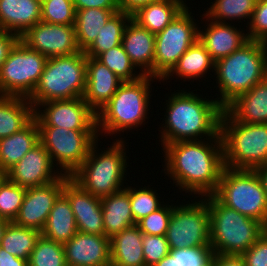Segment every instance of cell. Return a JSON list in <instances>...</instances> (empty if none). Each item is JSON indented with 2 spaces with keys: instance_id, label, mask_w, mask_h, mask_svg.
<instances>
[{
  "instance_id": "1",
  "label": "cell",
  "mask_w": 267,
  "mask_h": 266,
  "mask_svg": "<svg viewBox=\"0 0 267 266\" xmlns=\"http://www.w3.org/2000/svg\"><path fill=\"white\" fill-rule=\"evenodd\" d=\"M161 150L162 172L173 180L172 186L175 184L180 193L184 191L193 199L216 191L225 167L221 138L173 142Z\"/></svg>"
},
{
  "instance_id": "2",
  "label": "cell",
  "mask_w": 267,
  "mask_h": 266,
  "mask_svg": "<svg viewBox=\"0 0 267 266\" xmlns=\"http://www.w3.org/2000/svg\"><path fill=\"white\" fill-rule=\"evenodd\" d=\"M178 89L165 94L164 119L158 130L163 148L166 144L180 141H197L220 137V120L224 108L216 99L202 94ZM214 98V99H213ZM165 121V122H164Z\"/></svg>"
},
{
  "instance_id": "3",
  "label": "cell",
  "mask_w": 267,
  "mask_h": 266,
  "mask_svg": "<svg viewBox=\"0 0 267 266\" xmlns=\"http://www.w3.org/2000/svg\"><path fill=\"white\" fill-rule=\"evenodd\" d=\"M218 97L225 108L239 95L267 77V43L249 40L240 49L215 62L214 74Z\"/></svg>"
},
{
  "instance_id": "4",
  "label": "cell",
  "mask_w": 267,
  "mask_h": 266,
  "mask_svg": "<svg viewBox=\"0 0 267 266\" xmlns=\"http://www.w3.org/2000/svg\"><path fill=\"white\" fill-rule=\"evenodd\" d=\"M155 80L161 84L160 79L143 75L136 81L123 82L118 87L109 102L97 113L99 138L103 134L105 137L113 135L116 138L126 131L129 133L132 129L140 130L138 128L146 124L145 121L149 118L151 109L150 99L153 96L152 83Z\"/></svg>"
},
{
  "instance_id": "5",
  "label": "cell",
  "mask_w": 267,
  "mask_h": 266,
  "mask_svg": "<svg viewBox=\"0 0 267 266\" xmlns=\"http://www.w3.org/2000/svg\"><path fill=\"white\" fill-rule=\"evenodd\" d=\"M98 141L100 139L91 146L87 158L71 178L88 193L102 198L123 190L124 183L128 184L125 181L129 174V168L126 169L130 166L127 161L129 152L125 147L129 145H126L127 140L117 137L105 150L104 145L99 149Z\"/></svg>"
},
{
  "instance_id": "6",
  "label": "cell",
  "mask_w": 267,
  "mask_h": 266,
  "mask_svg": "<svg viewBox=\"0 0 267 266\" xmlns=\"http://www.w3.org/2000/svg\"><path fill=\"white\" fill-rule=\"evenodd\" d=\"M210 219L211 250L222 254H242L265 232L266 227L253 218L221 204L206 195Z\"/></svg>"
},
{
  "instance_id": "7",
  "label": "cell",
  "mask_w": 267,
  "mask_h": 266,
  "mask_svg": "<svg viewBox=\"0 0 267 266\" xmlns=\"http://www.w3.org/2000/svg\"><path fill=\"white\" fill-rule=\"evenodd\" d=\"M219 134L225 167L254 170L267 164V124L236 122L223 111Z\"/></svg>"
},
{
  "instance_id": "8",
  "label": "cell",
  "mask_w": 267,
  "mask_h": 266,
  "mask_svg": "<svg viewBox=\"0 0 267 266\" xmlns=\"http://www.w3.org/2000/svg\"><path fill=\"white\" fill-rule=\"evenodd\" d=\"M87 56L79 51L48 58L36 88L28 98L34 109L44 102L83 97L86 88Z\"/></svg>"
},
{
  "instance_id": "9",
  "label": "cell",
  "mask_w": 267,
  "mask_h": 266,
  "mask_svg": "<svg viewBox=\"0 0 267 266\" xmlns=\"http://www.w3.org/2000/svg\"><path fill=\"white\" fill-rule=\"evenodd\" d=\"M221 204L258 220L267 227V198L255 170L224 167L216 191Z\"/></svg>"
},
{
  "instance_id": "10",
  "label": "cell",
  "mask_w": 267,
  "mask_h": 266,
  "mask_svg": "<svg viewBox=\"0 0 267 266\" xmlns=\"http://www.w3.org/2000/svg\"><path fill=\"white\" fill-rule=\"evenodd\" d=\"M189 198L187 202L172 204L165 235L170 249L211 247L207 201L204 197Z\"/></svg>"
},
{
  "instance_id": "11",
  "label": "cell",
  "mask_w": 267,
  "mask_h": 266,
  "mask_svg": "<svg viewBox=\"0 0 267 266\" xmlns=\"http://www.w3.org/2000/svg\"><path fill=\"white\" fill-rule=\"evenodd\" d=\"M188 5L155 35L154 77L162 80L199 38V26Z\"/></svg>"
},
{
  "instance_id": "12",
  "label": "cell",
  "mask_w": 267,
  "mask_h": 266,
  "mask_svg": "<svg viewBox=\"0 0 267 266\" xmlns=\"http://www.w3.org/2000/svg\"><path fill=\"white\" fill-rule=\"evenodd\" d=\"M47 59L19 40L0 67V96L29 98L40 80Z\"/></svg>"
},
{
  "instance_id": "13",
  "label": "cell",
  "mask_w": 267,
  "mask_h": 266,
  "mask_svg": "<svg viewBox=\"0 0 267 266\" xmlns=\"http://www.w3.org/2000/svg\"><path fill=\"white\" fill-rule=\"evenodd\" d=\"M39 141L59 171L71 176L87 158L91 146L99 139L97 130H68L38 127Z\"/></svg>"
},
{
  "instance_id": "14",
  "label": "cell",
  "mask_w": 267,
  "mask_h": 266,
  "mask_svg": "<svg viewBox=\"0 0 267 266\" xmlns=\"http://www.w3.org/2000/svg\"><path fill=\"white\" fill-rule=\"evenodd\" d=\"M34 118L38 127L97 130V114L89 107L83 97L40 103L34 109Z\"/></svg>"
},
{
  "instance_id": "15",
  "label": "cell",
  "mask_w": 267,
  "mask_h": 266,
  "mask_svg": "<svg viewBox=\"0 0 267 266\" xmlns=\"http://www.w3.org/2000/svg\"><path fill=\"white\" fill-rule=\"evenodd\" d=\"M20 40L30 49L47 58L68 56L79 52L74 25L49 24L39 21Z\"/></svg>"
},
{
  "instance_id": "16",
  "label": "cell",
  "mask_w": 267,
  "mask_h": 266,
  "mask_svg": "<svg viewBox=\"0 0 267 266\" xmlns=\"http://www.w3.org/2000/svg\"><path fill=\"white\" fill-rule=\"evenodd\" d=\"M70 177L63 174L49 184L27 188L19 213L13 222L41 232L57 197L63 192L64 183Z\"/></svg>"
},
{
  "instance_id": "17",
  "label": "cell",
  "mask_w": 267,
  "mask_h": 266,
  "mask_svg": "<svg viewBox=\"0 0 267 266\" xmlns=\"http://www.w3.org/2000/svg\"><path fill=\"white\" fill-rule=\"evenodd\" d=\"M51 156L39 142L13 168L7 178L20 187L33 188L49 184L63 174L55 168Z\"/></svg>"
},
{
  "instance_id": "18",
  "label": "cell",
  "mask_w": 267,
  "mask_h": 266,
  "mask_svg": "<svg viewBox=\"0 0 267 266\" xmlns=\"http://www.w3.org/2000/svg\"><path fill=\"white\" fill-rule=\"evenodd\" d=\"M201 16L202 19L200 20L205 24L199 27L198 40L204 45L215 62L229 56L249 41L244 27L242 29L241 26L237 28L234 23L232 25L231 23L215 22L208 19L204 14Z\"/></svg>"
},
{
  "instance_id": "19",
  "label": "cell",
  "mask_w": 267,
  "mask_h": 266,
  "mask_svg": "<svg viewBox=\"0 0 267 266\" xmlns=\"http://www.w3.org/2000/svg\"><path fill=\"white\" fill-rule=\"evenodd\" d=\"M63 247L68 266L111 264V240L105 235L78 231Z\"/></svg>"
},
{
  "instance_id": "20",
  "label": "cell",
  "mask_w": 267,
  "mask_h": 266,
  "mask_svg": "<svg viewBox=\"0 0 267 266\" xmlns=\"http://www.w3.org/2000/svg\"><path fill=\"white\" fill-rule=\"evenodd\" d=\"M63 193L71 204L78 231L105 235L101 198L88 193L71 177L64 183Z\"/></svg>"
},
{
  "instance_id": "21",
  "label": "cell",
  "mask_w": 267,
  "mask_h": 266,
  "mask_svg": "<svg viewBox=\"0 0 267 266\" xmlns=\"http://www.w3.org/2000/svg\"><path fill=\"white\" fill-rule=\"evenodd\" d=\"M123 81L97 58L87 56L86 88L83 99L97 114Z\"/></svg>"
},
{
  "instance_id": "22",
  "label": "cell",
  "mask_w": 267,
  "mask_h": 266,
  "mask_svg": "<svg viewBox=\"0 0 267 266\" xmlns=\"http://www.w3.org/2000/svg\"><path fill=\"white\" fill-rule=\"evenodd\" d=\"M121 45L143 74L154 77L155 35L132 18L125 27Z\"/></svg>"
},
{
  "instance_id": "23",
  "label": "cell",
  "mask_w": 267,
  "mask_h": 266,
  "mask_svg": "<svg viewBox=\"0 0 267 266\" xmlns=\"http://www.w3.org/2000/svg\"><path fill=\"white\" fill-rule=\"evenodd\" d=\"M224 111L236 122L267 124V77L235 98Z\"/></svg>"
},
{
  "instance_id": "24",
  "label": "cell",
  "mask_w": 267,
  "mask_h": 266,
  "mask_svg": "<svg viewBox=\"0 0 267 266\" xmlns=\"http://www.w3.org/2000/svg\"><path fill=\"white\" fill-rule=\"evenodd\" d=\"M39 21H41V1L0 0L2 30L20 37Z\"/></svg>"
},
{
  "instance_id": "25",
  "label": "cell",
  "mask_w": 267,
  "mask_h": 266,
  "mask_svg": "<svg viewBox=\"0 0 267 266\" xmlns=\"http://www.w3.org/2000/svg\"><path fill=\"white\" fill-rule=\"evenodd\" d=\"M215 61L211 58L210 53L205 49L204 45L197 40L190 48L179 58L177 64L173 69L161 80V82H166L168 80H173L176 77L186 81L194 82V80L204 79L206 81L207 74L213 75L214 73ZM211 71H210V70ZM171 78V79H170Z\"/></svg>"
},
{
  "instance_id": "26",
  "label": "cell",
  "mask_w": 267,
  "mask_h": 266,
  "mask_svg": "<svg viewBox=\"0 0 267 266\" xmlns=\"http://www.w3.org/2000/svg\"><path fill=\"white\" fill-rule=\"evenodd\" d=\"M35 118L22 130L0 139V168L6 173L39 143Z\"/></svg>"
},
{
  "instance_id": "27",
  "label": "cell",
  "mask_w": 267,
  "mask_h": 266,
  "mask_svg": "<svg viewBox=\"0 0 267 266\" xmlns=\"http://www.w3.org/2000/svg\"><path fill=\"white\" fill-rule=\"evenodd\" d=\"M143 233L137 225L115 234L111 240V265L146 266L142 244Z\"/></svg>"
},
{
  "instance_id": "28",
  "label": "cell",
  "mask_w": 267,
  "mask_h": 266,
  "mask_svg": "<svg viewBox=\"0 0 267 266\" xmlns=\"http://www.w3.org/2000/svg\"><path fill=\"white\" fill-rule=\"evenodd\" d=\"M101 204L106 237L112 238L115 234L137 224L133 218L129 193L125 189L102 197Z\"/></svg>"
},
{
  "instance_id": "29",
  "label": "cell",
  "mask_w": 267,
  "mask_h": 266,
  "mask_svg": "<svg viewBox=\"0 0 267 266\" xmlns=\"http://www.w3.org/2000/svg\"><path fill=\"white\" fill-rule=\"evenodd\" d=\"M186 2V0H158L139 8L132 14V19L156 35L187 6Z\"/></svg>"
},
{
  "instance_id": "30",
  "label": "cell",
  "mask_w": 267,
  "mask_h": 266,
  "mask_svg": "<svg viewBox=\"0 0 267 266\" xmlns=\"http://www.w3.org/2000/svg\"><path fill=\"white\" fill-rule=\"evenodd\" d=\"M78 232L68 197L62 192L52 207L41 235L64 244Z\"/></svg>"
},
{
  "instance_id": "31",
  "label": "cell",
  "mask_w": 267,
  "mask_h": 266,
  "mask_svg": "<svg viewBox=\"0 0 267 266\" xmlns=\"http://www.w3.org/2000/svg\"><path fill=\"white\" fill-rule=\"evenodd\" d=\"M34 119V107L23 97L0 96V139L25 128Z\"/></svg>"
},
{
  "instance_id": "32",
  "label": "cell",
  "mask_w": 267,
  "mask_h": 266,
  "mask_svg": "<svg viewBox=\"0 0 267 266\" xmlns=\"http://www.w3.org/2000/svg\"><path fill=\"white\" fill-rule=\"evenodd\" d=\"M119 9L89 8L76 10L75 36L80 51H86L96 40L99 30Z\"/></svg>"
},
{
  "instance_id": "33",
  "label": "cell",
  "mask_w": 267,
  "mask_h": 266,
  "mask_svg": "<svg viewBox=\"0 0 267 266\" xmlns=\"http://www.w3.org/2000/svg\"><path fill=\"white\" fill-rule=\"evenodd\" d=\"M132 15L123 11L115 12L99 30L96 40L85 51V55L97 58L101 53L121 44L125 27Z\"/></svg>"
},
{
  "instance_id": "34",
  "label": "cell",
  "mask_w": 267,
  "mask_h": 266,
  "mask_svg": "<svg viewBox=\"0 0 267 266\" xmlns=\"http://www.w3.org/2000/svg\"><path fill=\"white\" fill-rule=\"evenodd\" d=\"M257 0H214L211 2L207 11H203V14L215 22L230 23L238 22V24L244 19L247 20L246 27L249 24L255 4ZM205 12V13H204ZM230 22H229V21Z\"/></svg>"
},
{
  "instance_id": "35",
  "label": "cell",
  "mask_w": 267,
  "mask_h": 266,
  "mask_svg": "<svg viewBox=\"0 0 267 266\" xmlns=\"http://www.w3.org/2000/svg\"><path fill=\"white\" fill-rule=\"evenodd\" d=\"M41 232L9 222L0 246L8 253L21 259L29 260L32 250Z\"/></svg>"
},
{
  "instance_id": "36",
  "label": "cell",
  "mask_w": 267,
  "mask_h": 266,
  "mask_svg": "<svg viewBox=\"0 0 267 266\" xmlns=\"http://www.w3.org/2000/svg\"><path fill=\"white\" fill-rule=\"evenodd\" d=\"M146 185L144 187L127 185L124 188L129 193L131 210L136 223L165 204L156 192L158 190L153 189L154 187L151 188L148 184Z\"/></svg>"
},
{
  "instance_id": "37",
  "label": "cell",
  "mask_w": 267,
  "mask_h": 266,
  "mask_svg": "<svg viewBox=\"0 0 267 266\" xmlns=\"http://www.w3.org/2000/svg\"><path fill=\"white\" fill-rule=\"evenodd\" d=\"M97 59L114 72L123 82L136 81L143 76L131 62L121 44L101 53Z\"/></svg>"
},
{
  "instance_id": "38",
  "label": "cell",
  "mask_w": 267,
  "mask_h": 266,
  "mask_svg": "<svg viewBox=\"0 0 267 266\" xmlns=\"http://www.w3.org/2000/svg\"><path fill=\"white\" fill-rule=\"evenodd\" d=\"M28 266H68L63 244L40 235L30 254Z\"/></svg>"
},
{
  "instance_id": "39",
  "label": "cell",
  "mask_w": 267,
  "mask_h": 266,
  "mask_svg": "<svg viewBox=\"0 0 267 266\" xmlns=\"http://www.w3.org/2000/svg\"><path fill=\"white\" fill-rule=\"evenodd\" d=\"M26 188L12 183L8 178L0 185V218L14 221L23 203Z\"/></svg>"
},
{
  "instance_id": "40",
  "label": "cell",
  "mask_w": 267,
  "mask_h": 266,
  "mask_svg": "<svg viewBox=\"0 0 267 266\" xmlns=\"http://www.w3.org/2000/svg\"><path fill=\"white\" fill-rule=\"evenodd\" d=\"M75 16L73 0H44L41 2V21L43 22L74 25Z\"/></svg>"
},
{
  "instance_id": "41",
  "label": "cell",
  "mask_w": 267,
  "mask_h": 266,
  "mask_svg": "<svg viewBox=\"0 0 267 266\" xmlns=\"http://www.w3.org/2000/svg\"><path fill=\"white\" fill-rule=\"evenodd\" d=\"M159 209L137 222L140 231L146 235H166L172 214V203L166 201ZM171 205H170V204Z\"/></svg>"
},
{
  "instance_id": "42",
  "label": "cell",
  "mask_w": 267,
  "mask_h": 266,
  "mask_svg": "<svg viewBox=\"0 0 267 266\" xmlns=\"http://www.w3.org/2000/svg\"><path fill=\"white\" fill-rule=\"evenodd\" d=\"M176 266H210L213 251L211 247L170 249Z\"/></svg>"
},
{
  "instance_id": "43",
  "label": "cell",
  "mask_w": 267,
  "mask_h": 266,
  "mask_svg": "<svg viewBox=\"0 0 267 266\" xmlns=\"http://www.w3.org/2000/svg\"><path fill=\"white\" fill-rule=\"evenodd\" d=\"M142 244L146 266H153L170 253V247L165 235L143 234Z\"/></svg>"
},
{
  "instance_id": "44",
  "label": "cell",
  "mask_w": 267,
  "mask_h": 266,
  "mask_svg": "<svg viewBox=\"0 0 267 266\" xmlns=\"http://www.w3.org/2000/svg\"><path fill=\"white\" fill-rule=\"evenodd\" d=\"M249 40L267 43V0H257L248 26L245 29Z\"/></svg>"
},
{
  "instance_id": "45",
  "label": "cell",
  "mask_w": 267,
  "mask_h": 266,
  "mask_svg": "<svg viewBox=\"0 0 267 266\" xmlns=\"http://www.w3.org/2000/svg\"><path fill=\"white\" fill-rule=\"evenodd\" d=\"M241 256L245 266H267V230Z\"/></svg>"
},
{
  "instance_id": "46",
  "label": "cell",
  "mask_w": 267,
  "mask_h": 266,
  "mask_svg": "<svg viewBox=\"0 0 267 266\" xmlns=\"http://www.w3.org/2000/svg\"><path fill=\"white\" fill-rule=\"evenodd\" d=\"M20 40V37L14 33L0 31V67L7 59L14 45Z\"/></svg>"
},
{
  "instance_id": "47",
  "label": "cell",
  "mask_w": 267,
  "mask_h": 266,
  "mask_svg": "<svg viewBox=\"0 0 267 266\" xmlns=\"http://www.w3.org/2000/svg\"><path fill=\"white\" fill-rule=\"evenodd\" d=\"M75 10L89 8L119 9L117 0H73Z\"/></svg>"
},
{
  "instance_id": "48",
  "label": "cell",
  "mask_w": 267,
  "mask_h": 266,
  "mask_svg": "<svg viewBox=\"0 0 267 266\" xmlns=\"http://www.w3.org/2000/svg\"><path fill=\"white\" fill-rule=\"evenodd\" d=\"M212 266H245L241 254H222L213 252Z\"/></svg>"
},
{
  "instance_id": "49",
  "label": "cell",
  "mask_w": 267,
  "mask_h": 266,
  "mask_svg": "<svg viewBox=\"0 0 267 266\" xmlns=\"http://www.w3.org/2000/svg\"><path fill=\"white\" fill-rule=\"evenodd\" d=\"M158 0H117L118 8L124 13L132 15L139 8Z\"/></svg>"
},
{
  "instance_id": "50",
  "label": "cell",
  "mask_w": 267,
  "mask_h": 266,
  "mask_svg": "<svg viewBox=\"0 0 267 266\" xmlns=\"http://www.w3.org/2000/svg\"><path fill=\"white\" fill-rule=\"evenodd\" d=\"M0 266H28V260L13 256L0 246Z\"/></svg>"
},
{
  "instance_id": "51",
  "label": "cell",
  "mask_w": 267,
  "mask_h": 266,
  "mask_svg": "<svg viewBox=\"0 0 267 266\" xmlns=\"http://www.w3.org/2000/svg\"><path fill=\"white\" fill-rule=\"evenodd\" d=\"M259 176L267 198V164L254 169Z\"/></svg>"
},
{
  "instance_id": "52",
  "label": "cell",
  "mask_w": 267,
  "mask_h": 266,
  "mask_svg": "<svg viewBox=\"0 0 267 266\" xmlns=\"http://www.w3.org/2000/svg\"><path fill=\"white\" fill-rule=\"evenodd\" d=\"M153 266H176V260L169 253L162 260H160L158 263L154 264Z\"/></svg>"
},
{
  "instance_id": "53",
  "label": "cell",
  "mask_w": 267,
  "mask_h": 266,
  "mask_svg": "<svg viewBox=\"0 0 267 266\" xmlns=\"http://www.w3.org/2000/svg\"><path fill=\"white\" fill-rule=\"evenodd\" d=\"M9 222V220L0 218V243Z\"/></svg>"
},
{
  "instance_id": "54",
  "label": "cell",
  "mask_w": 267,
  "mask_h": 266,
  "mask_svg": "<svg viewBox=\"0 0 267 266\" xmlns=\"http://www.w3.org/2000/svg\"><path fill=\"white\" fill-rule=\"evenodd\" d=\"M7 178V173L0 168V185L5 181Z\"/></svg>"
}]
</instances>
